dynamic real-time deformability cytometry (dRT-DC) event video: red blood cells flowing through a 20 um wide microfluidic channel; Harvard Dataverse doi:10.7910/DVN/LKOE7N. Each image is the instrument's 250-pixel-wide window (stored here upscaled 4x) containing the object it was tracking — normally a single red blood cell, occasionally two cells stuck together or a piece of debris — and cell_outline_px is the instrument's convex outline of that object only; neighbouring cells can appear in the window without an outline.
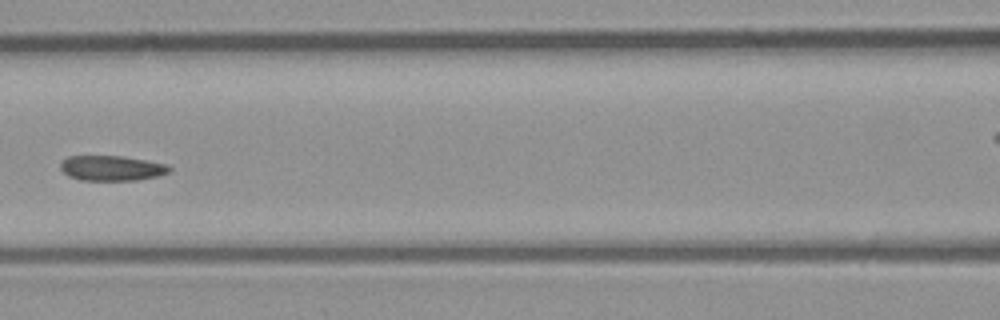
{"species": "common noctule bat (a hibernating species)", "species_latin": "Nyctalus noctula", "temperature_condition": "room temperature", "stored_images_in_passage": 6, "segment_of_instrument_passage": [1, 2], "camera_frame_rate_fps": 3000, "um_per_image_px": 0.085, "animal": {"sex": "male", "body_mass_g": 23.1, "forearm_length_mm": 52.7}, "frame": {"image": 1, "passage_image": 5, "time_ms": 1.333, "image_size_px": [1000, 320], "cell_outline_px": [[172, 172], [156, 176], [136, 180], [80, 180], [68, 176], [60, 168], [60, 164], [68, 156], [124, 156], [168, 164], [172, 168]], "centroid_in_image_um": [9.53, 14.29], "position_along_channel_um": 157.1, "area_um2": 16.01}}